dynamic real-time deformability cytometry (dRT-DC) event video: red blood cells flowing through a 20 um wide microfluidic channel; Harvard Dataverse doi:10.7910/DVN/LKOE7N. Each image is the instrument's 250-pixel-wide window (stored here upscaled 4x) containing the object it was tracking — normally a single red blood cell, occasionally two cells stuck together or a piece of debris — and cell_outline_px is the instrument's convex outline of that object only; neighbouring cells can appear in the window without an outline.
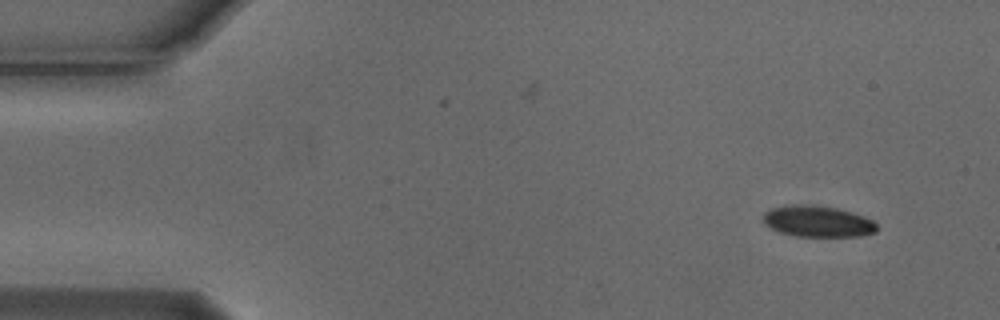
{"species": "Egyptian fruit bat (a non-hibernating species)", "species_latin": "Rousettus aegyptiacus", "temperature_condition": "cold", "stored_images_in_passage": 4, "camera_frame_rate_fps": 3000, "um_per_image_px": 0.085, "animal": {"sex": "male"}, "frame": {"image": 1, "passage_image": 1, "time_ms": 0.0, "image_size_px": [1000, 320], "cell_outline_px": [[876, 232], [860, 236], [796, 236], [780, 232], [764, 224], [764, 212], [772, 208], [792, 204], [812, 204], [836, 208], [852, 212], [864, 216], [872, 220], [876, 224]], "centroid_in_image_um": [69.5, 18.81], "position_along_channel_um": 15.5, "area_um2": 20.63}}
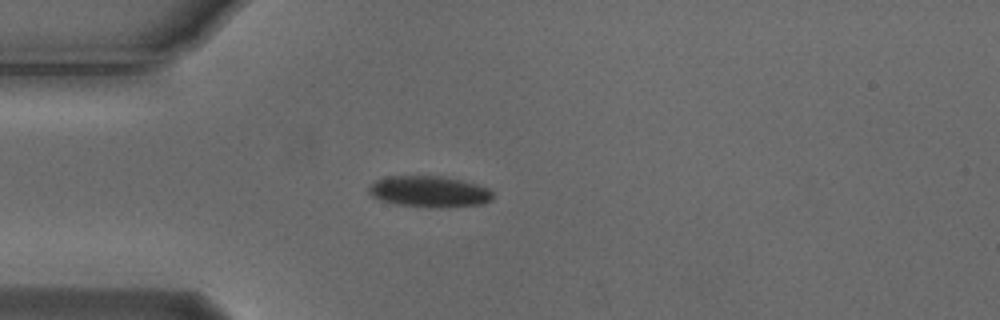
{"frame": {"image": 2, "passage_image": 4, "time_ms": 1.0, "image_size_px": [1000, 320], "cell_outline_px": [[492, 200], [484, 204], [448, 208], [432, 208], [396, 204], [372, 196], [368, 192], [368, 188], [376, 180], [388, 176], [440, 176], [460, 180], [476, 184], [488, 188], [492, 192]], "centroid_in_image_um": [36.52, 16.3], "position_along_channel_um": 48.5, "area_um2": 22.6}}